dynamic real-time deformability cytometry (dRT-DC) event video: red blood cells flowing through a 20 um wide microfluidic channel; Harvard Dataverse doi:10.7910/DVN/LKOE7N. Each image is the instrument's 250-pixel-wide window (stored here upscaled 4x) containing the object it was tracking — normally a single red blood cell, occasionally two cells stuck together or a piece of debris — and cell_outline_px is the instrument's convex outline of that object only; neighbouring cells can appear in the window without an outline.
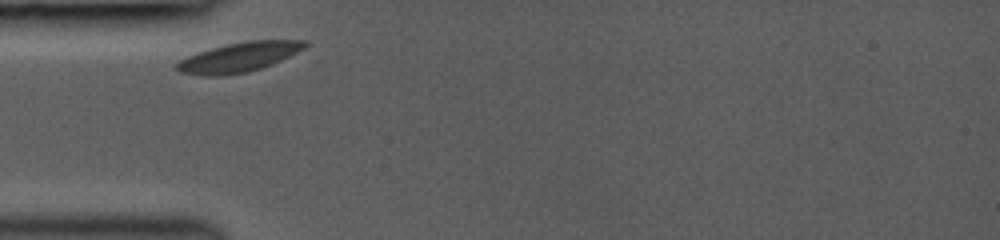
{"species": "common noctule bat (a hibernating species)", "species_latin": "Nyctalus noctula", "temperature_condition": "room temperature", "stored_images_in_passage": 2, "camera_frame_rate_fps": 3000, "um_per_image_px": 0.085, "animal": {"sex": "female", "body_mass_g": 19.0, "forearm_length_mm": 53.3}, "frame": {"image": 1, "passage_image": 1, "time_ms": 0.0, "image_size_px": [1000, 240], "cell_outline_px": [[308, 44], [304, 48], [272, 64], [248, 72], [216, 76], [208, 76], [180, 72], [176, 68], [176, 64], [180, 60], [196, 52], [228, 44], [248, 40], [308, 40]], "centroid_in_image_um": [20.31, 4.85], "position_along_channel_um": 64.7, "area_um2": 21.79}}